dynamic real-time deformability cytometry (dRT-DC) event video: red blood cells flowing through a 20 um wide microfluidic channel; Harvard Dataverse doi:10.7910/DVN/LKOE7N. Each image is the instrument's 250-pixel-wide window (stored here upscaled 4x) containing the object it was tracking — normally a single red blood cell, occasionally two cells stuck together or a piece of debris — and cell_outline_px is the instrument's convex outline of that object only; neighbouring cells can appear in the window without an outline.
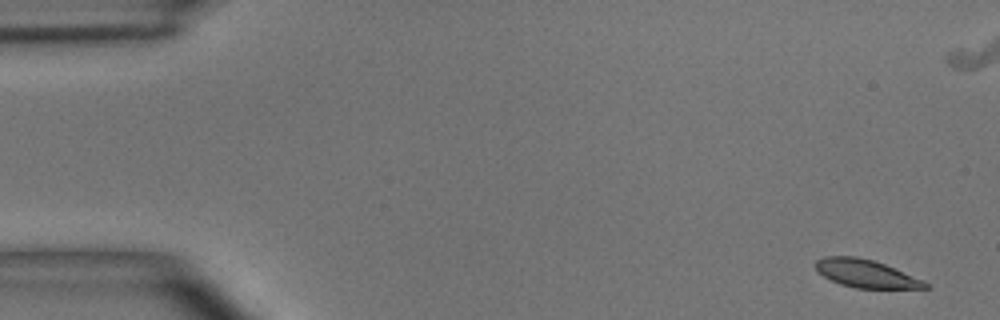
{"species": "common noctule bat (a hibernating species)", "species_latin": "Nyctalus noctula", "temperature_condition": "room temperature", "stored_images_in_passage": 5, "camera_frame_rate_fps": 3000, "um_per_image_px": 0.085, "animal": {"sex": "male", "body_mass_g": 15.6}, "frame": {"image": 1, "passage_image": 1, "time_ms": 0.0, "image_size_px": [1000, 320], "cell_outline_px": [[928, 288], [856, 288], [840, 284], [824, 276], [816, 268], [816, 260], [824, 256], [856, 256], [872, 260], [884, 264], [924, 280], [928, 284]], "centroid_in_image_um": [73.6, 23.25], "position_along_channel_um": 11.4, "area_um2": 17.57}}